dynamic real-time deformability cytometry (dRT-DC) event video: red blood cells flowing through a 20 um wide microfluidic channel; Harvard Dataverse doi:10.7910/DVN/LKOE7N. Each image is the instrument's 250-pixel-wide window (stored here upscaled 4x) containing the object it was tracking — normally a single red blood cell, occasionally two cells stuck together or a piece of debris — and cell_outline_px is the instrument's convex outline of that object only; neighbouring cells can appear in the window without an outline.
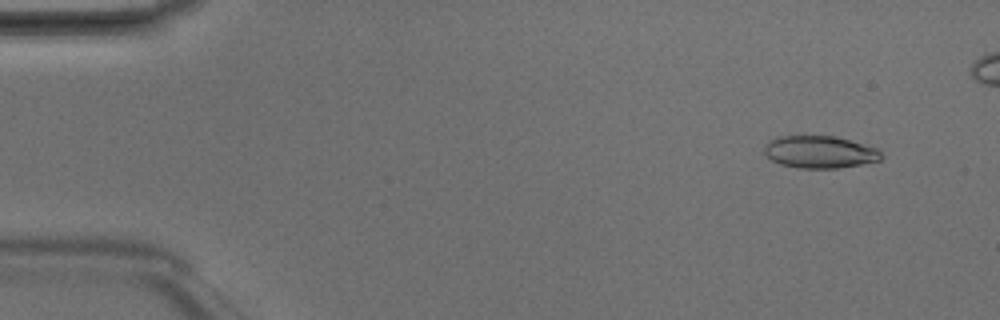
{"species": "Egyptian fruit bat (a non-hibernating species)", "species_latin": "Rousettus aegyptiacus", "temperature_condition": "room temperature", "stored_images_in_passage": 9, "camera_frame_rate_fps": 3000, "um_per_image_px": 0.085, "animal": {"sex": "male"}, "frame": {"image": 1, "passage_image": 2, "time_ms": 0.333, "image_size_px": [1000, 320], "cell_outline_px": [[884, 156], [880, 160], [860, 164], [836, 168], [800, 168], [780, 164], [772, 160], [764, 152], [764, 144], [768, 140], [776, 136], [836, 136], [876, 148]], "centroid_in_image_um": [69.64, 12.91], "position_along_channel_um": 15.4, "area_um2": 21.96}}
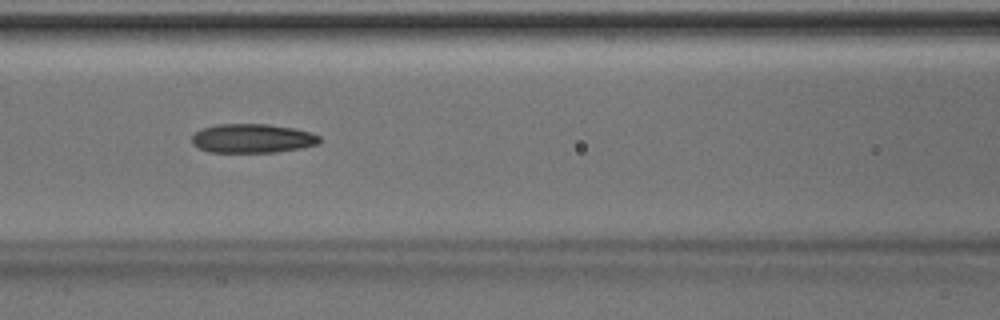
{"frame": {"image": 2, "passage_image": 7, "time_ms": 2.0, "image_size_px": [1000, 320], "cell_outline_px": [[320, 144], [300, 148], [276, 152], [208, 152], [192, 144], [192, 136], [200, 128], [216, 124], [268, 124], [292, 128], [312, 132], [320, 136]], "centroid_in_image_um": [21.45, 11.76], "position_along_channel_um": 145.1, "area_um2": 21.73}}